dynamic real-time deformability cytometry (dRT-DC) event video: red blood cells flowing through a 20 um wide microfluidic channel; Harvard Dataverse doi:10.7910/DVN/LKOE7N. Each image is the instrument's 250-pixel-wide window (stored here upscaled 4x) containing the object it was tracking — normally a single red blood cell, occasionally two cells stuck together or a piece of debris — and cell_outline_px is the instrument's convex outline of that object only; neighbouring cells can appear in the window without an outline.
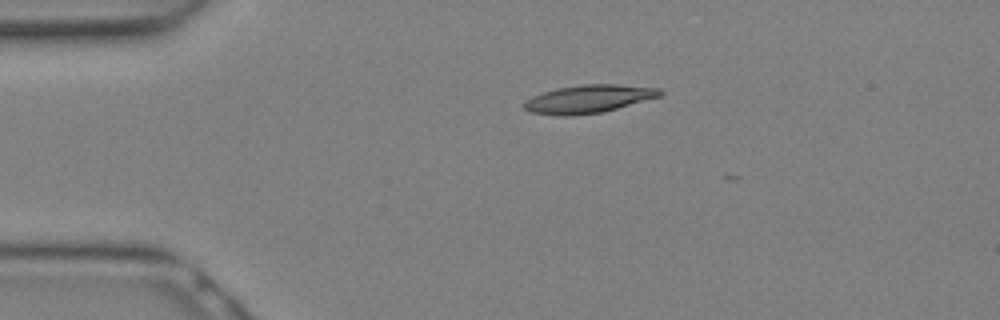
{"species": "Egyptian fruit bat (a non-hibernating species)", "species_latin": "Rousettus aegyptiacus", "temperature_condition": "warm", "stored_images_in_passage": 3, "camera_frame_rate_fps": 3000, "um_per_image_px": 0.085, "animal": {"sex": "female"}, "frame": {"image": 1, "passage_image": 1, "time_ms": 0.0, "image_size_px": [1000, 320], "cell_outline_px": [[664, 92], [660, 96], [604, 112], [572, 116], [556, 116], [532, 112], [524, 108], [520, 104], [524, 100], [532, 96], [544, 92], [560, 88], [580, 84], [616, 84], [660, 88]], "centroid_in_image_um": [50.0, 8.42], "position_along_channel_um": 35.0, "area_um2": 22.37}}